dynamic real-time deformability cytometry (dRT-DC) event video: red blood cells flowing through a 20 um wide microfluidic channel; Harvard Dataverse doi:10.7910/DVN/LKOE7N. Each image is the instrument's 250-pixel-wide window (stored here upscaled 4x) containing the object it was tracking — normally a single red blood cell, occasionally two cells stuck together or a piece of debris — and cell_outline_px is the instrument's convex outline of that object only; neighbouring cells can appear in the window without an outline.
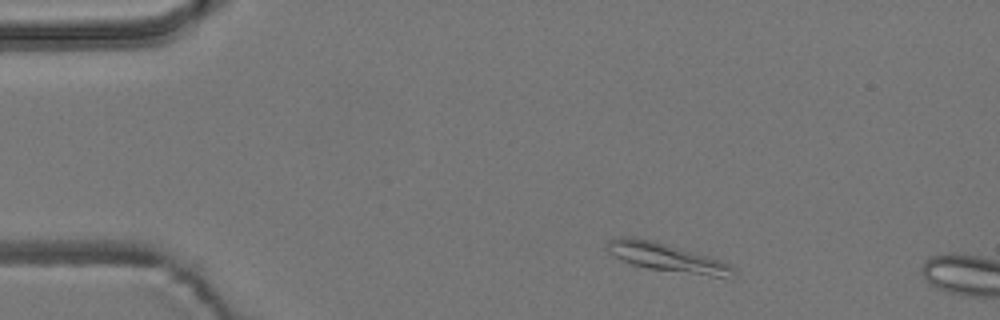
{"species": "common noctule bat (a hibernating species)", "species_latin": "Nyctalus noctula", "temperature_condition": "room temperature", "stored_images_in_passage": 2, "camera_frame_rate_fps": 3000, "um_per_image_px": 0.085, "animal": {"sex": "male", "body_mass_g": 19.2, "forearm_length_mm": 51.8}, "frame": {"image": 1, "passage_image": 1, "time_ms": 0.0, "image_size_px": [1000, 320], "cell_outline_px": [[736, 272], [732, 280], [648, 268], [632, 264], [620, 260], [608, 252], [604, 248], [604, 244], [608, 240], [616, 236], [632, 236], [652, 240], [708, 256], [720, 260], [736, 268]], "centroid_in_image_um": [56.69, 21.9], "position_along_channel_um": 28.3, "area_um2": 21.5}}